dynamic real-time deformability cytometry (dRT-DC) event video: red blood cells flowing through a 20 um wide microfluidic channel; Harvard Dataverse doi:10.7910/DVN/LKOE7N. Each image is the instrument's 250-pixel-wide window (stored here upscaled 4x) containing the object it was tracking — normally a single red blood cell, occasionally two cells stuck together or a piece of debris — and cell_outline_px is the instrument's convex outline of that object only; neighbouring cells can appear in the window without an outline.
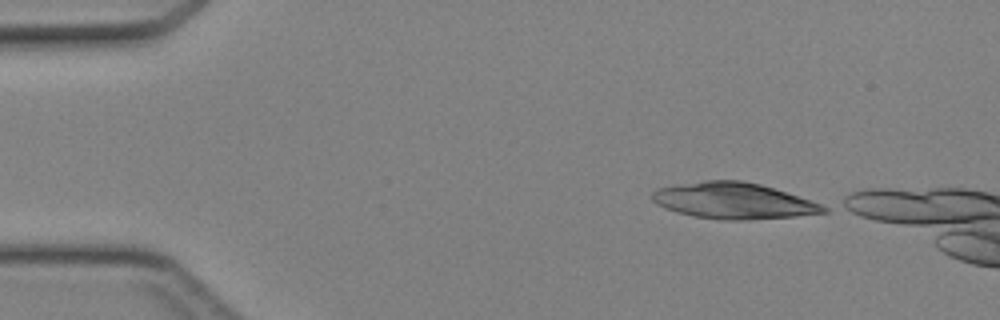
{"species": "Egyptian fruit bat (a non-hibernating species)", "species_latin": "Rousettus aegyptiacus", "temperature_condition": "cold", "stored_images_in_passage": 7, "camera_frame_rate_fps": 3000, "um_per_image_px": 0.085, "animal": {"sex": "female"}, "frame": {"image": 1, "passage_image": 1, "time_ms": 0.0, "image_size_px": [1000, 320], "cell_outline_px": [[828, 212], [792, 216], [748, 220], [720, 220], [692, 216], [676, 212], [664, 208], [656, 204], [652, 200], [652, 192], [656, 188], [704, 180], [740, 180], [760, 184], [820, 204], [828, 208]], "centroid_in_image_um": [62.26, 17.07], "position_along_channel_um": 22.7, "area_um2": 35.84}}